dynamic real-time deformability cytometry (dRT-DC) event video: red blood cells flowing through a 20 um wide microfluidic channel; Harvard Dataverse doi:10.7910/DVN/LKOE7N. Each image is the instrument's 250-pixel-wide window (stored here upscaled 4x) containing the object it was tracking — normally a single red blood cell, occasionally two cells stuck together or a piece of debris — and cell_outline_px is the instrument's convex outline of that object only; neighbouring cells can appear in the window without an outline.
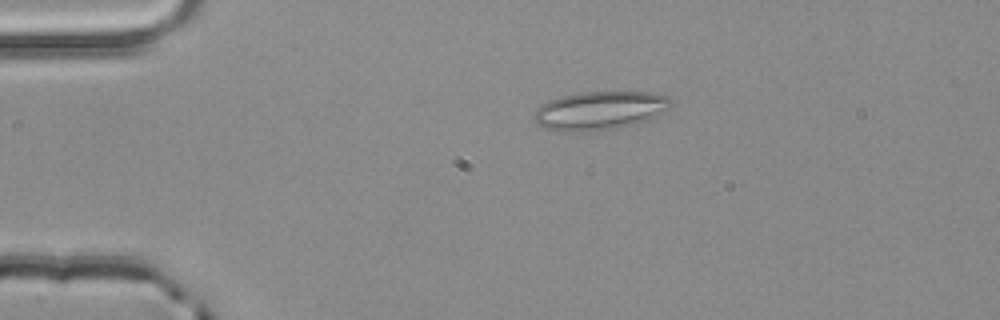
{"species": "common noctule bat (a hibernating species)", "species_latin": "Nyctalus noctula", "temperature_condition": "room temperature", "stored_images_in_passage": 2, "camera_frame_rate_fps": 3000, "um_per_image_px": 0.085, "animal": {"sex": "male", "body_mass_g": 20.4}, "frame": {"image": 1, "passage_image": 1, "time_ms": 0.0, "image_size_px": [1000, 320], "cell_outline_px": [[672, 104], [668, 108], [648, 120], [636, 124], [616, 128], [588, 132], [560, 132], [544, 128], [532, 116], [536, 108], [540, 104], [548, 100], [580, 92], [648, 92], [668, 96], [672, 100]], "centroid_in_image_um": [50.95, 9.41], "position_along_channel_um": 34.0, "area_um2": 30.92}}